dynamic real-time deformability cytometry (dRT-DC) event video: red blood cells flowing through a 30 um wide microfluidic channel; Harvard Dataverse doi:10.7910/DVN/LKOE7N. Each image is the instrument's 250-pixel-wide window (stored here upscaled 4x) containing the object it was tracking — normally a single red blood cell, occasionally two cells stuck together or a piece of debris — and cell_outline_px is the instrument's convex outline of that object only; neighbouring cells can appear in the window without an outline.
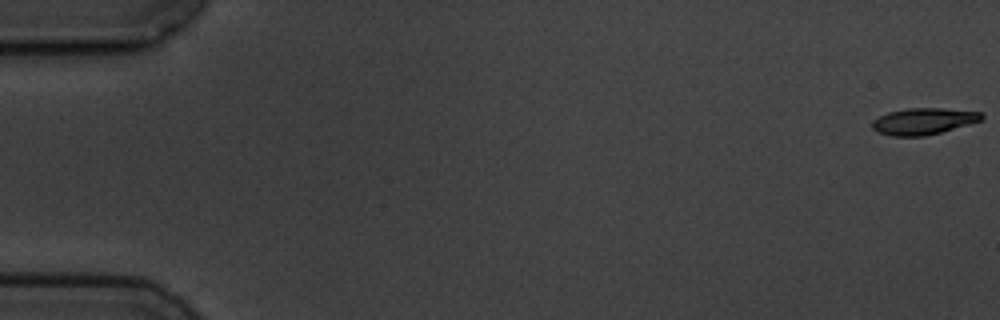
{"species": "common noctule bat (a hibernating species)", "species_latin": "Nyctalus noctula", "temperature_condition": "cold", "stored_images_in_passage": 5, "camera_frame_rate_fps": 3000, "um_per_image_px": 0.085, "animal": {"sex": "male", "body_mass_g": 19.5, "forearm_length_mm": 54.6}, "frame": {"image": 1, "passage_image": 1, "time_ms": 0.0, "image_size_px": [1000, 320], "cell_outline_px": [[984, 116], [980, 120], [968, 124], [940, 132], [924, 136], [892, 136], [880, 132], [872, 128], [872, 120], [888, 112], [908, 108], [940, 108], [980, 112]], "centroid_in_image_um": [78.46, 10.3], "position_along_channel_um": 6.5, "area_um2": 16.59}}